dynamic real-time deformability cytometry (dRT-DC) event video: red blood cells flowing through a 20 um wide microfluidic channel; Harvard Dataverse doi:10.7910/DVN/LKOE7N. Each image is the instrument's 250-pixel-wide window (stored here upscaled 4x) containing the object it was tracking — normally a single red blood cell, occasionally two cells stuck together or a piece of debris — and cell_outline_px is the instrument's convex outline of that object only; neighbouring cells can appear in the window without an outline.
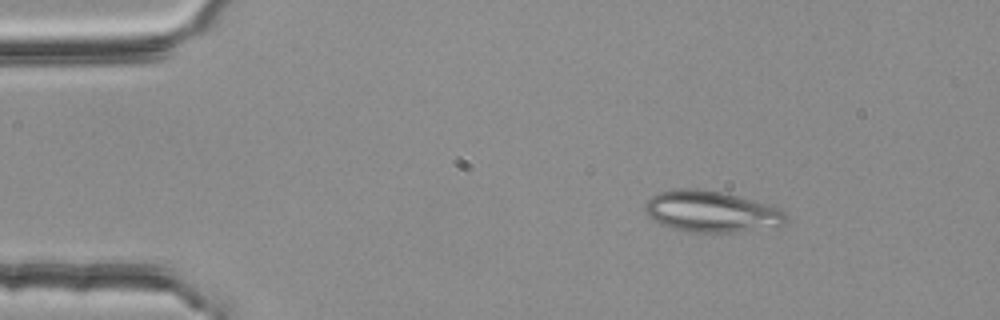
{"species": "common noctule bat (a hibernating species)", "species_latin": "Nyctalus noctula", "temperature_condition": "room temperature", "stored_images_in_passage": 47, "segment_of_instrument_passage": [1, 2], "camera_frame_rate_fps": 3000, "um_per_image_px": 0.085, "animal": {"sex": "female", "body_mass_g": 25.1}, "frame": {"image": 1, "passage_image": 2, "time_ms": 0.333, "image_size_px": [1000, 320], "cell_outline_px": [[788, 224], [736, 232], [688, 232], [672, 228], [660, 224], [652, 220], [648, 216], [644, 208], [644, 204], [652, 196], [660, 192], [680, 188], [696, 188], [724, 192], [768, 204], [784, 212], [788, 216]], "centroid_in_image_um": [60.45, 17.98], "position_along_channel_um": 24.5, "area_um2": 33.99}}